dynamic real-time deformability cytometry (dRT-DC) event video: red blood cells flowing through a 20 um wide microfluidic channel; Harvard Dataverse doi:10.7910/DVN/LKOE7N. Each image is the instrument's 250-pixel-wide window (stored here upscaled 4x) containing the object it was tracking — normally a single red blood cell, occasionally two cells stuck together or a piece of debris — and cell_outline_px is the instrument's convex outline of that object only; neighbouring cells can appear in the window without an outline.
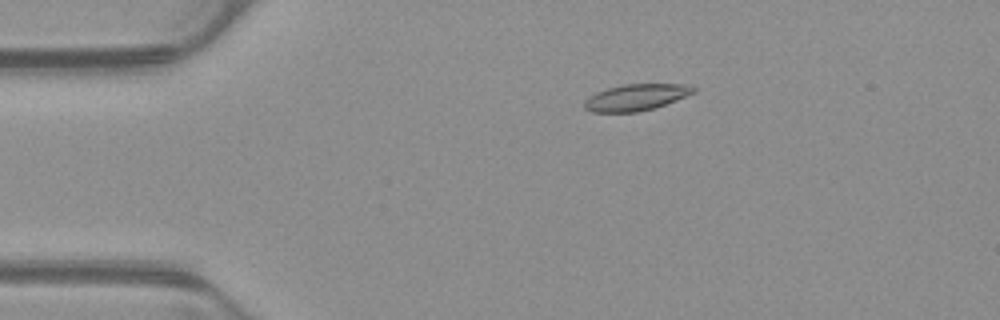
{"species": "common noctule bat (a hibernating species)", "species_latin": "Nyctalus noctula", "temperature_condition": "warm", "stored_images_in_passage": 54, "camera_frame_rate_fps": 3000, "um_per_image_px": 0.085, "animal": {"sex": "male", "body_mass_g": 23.1, "forearm_length_mm": 52.7}, "frame": {"image": 1, "passage_image": 11, "time_ms": 3.333, "image_size_px": [1000, 320], "cell_outline_px": [[696, 92], [664, 104], [652, 108], [636, 112], [592, 112], [584, 108], [584, 100], [588, 96], [596, 92], [608, 88], [624, 84], [684, 84], [696, 88]], "centroid_in_image_um": [54.02, 8.27], "position_along_channel_um": 31.0, "area_um2": 16.65}}
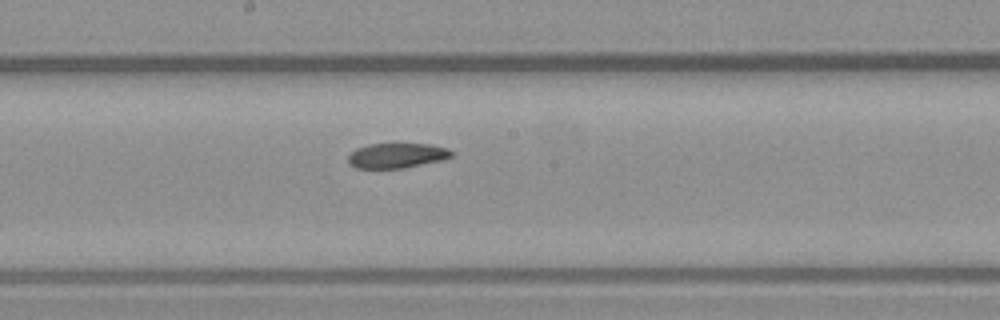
{"frame": {"image": 2, "passage_image": 29, "time_ms": 9.333, "image_size_px": [1000, 320], "cell_outline_px": [[456, 152], [452, 156], [440, 160], [404, 168], [356, 168], [348, 164], [348, 156], [356, 148], [368, 144], [432, 144], [448, 148]], "centroid_in_image_um": [33.74, 13.21], "position_along_channel_um": 214.5, "area_um2": 15.09}}
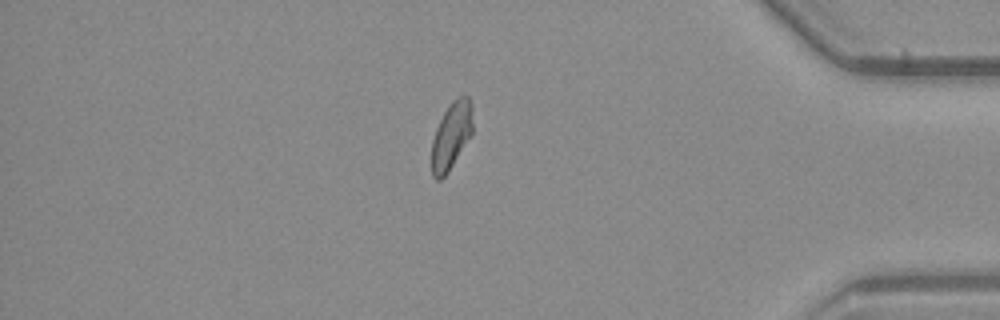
{"frame": {"image": 3, "passage_image": 46, "time_ms": 15.0, "image_size_px": [1000, 320], "cell_outline_px": [[472, 132], [448, 172], [440, 180], [436, 180], [432, 176], [432, 140], [436, 128], [448, 104], [452, 100], [460, 96], [468, 96], [472, 100]], "centroid_in_image_um": [38.36, 11.5], "position_along_channel_um": 396.8, "area_um2": 15.95}, "authors_computed_cell_mechanics": {"area_um2": 16.5886, "velocity_mm_per_s": 3.8744, "shape_relaxation_time_tau1_ms": null, "shape_relaxation_time_tau2_ms": 3.1389, "deformation_change_tau1": null, "deformation_change_tau2": 0.0833}}